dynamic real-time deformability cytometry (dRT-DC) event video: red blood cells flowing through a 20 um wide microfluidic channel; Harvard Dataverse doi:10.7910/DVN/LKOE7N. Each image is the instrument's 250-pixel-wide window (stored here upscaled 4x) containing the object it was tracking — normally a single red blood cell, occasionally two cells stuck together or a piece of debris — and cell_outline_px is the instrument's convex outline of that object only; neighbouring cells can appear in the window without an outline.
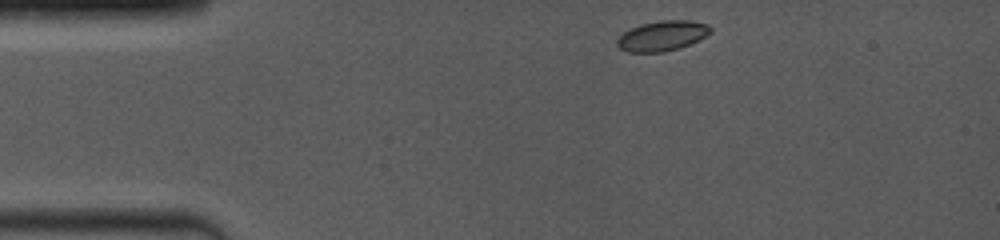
{"species": "common noctule bat (a hibernating species)", "species_latin": "Nyctalus noctula", "temperature_condition": "room temperature", "stored_images_in_passage": 5, "camera_frame_rate_fps": 4000, "um_per_image_px": 0.085, "animal": {"sex": "female", "body_mass_g": 19.0, "forearm_length_mm": 53.3}, "frame": {"image": 1, "passage_image": 1, "time_ms": 0.0, "image_size_px": [1000, 240], "cell_outline_px": [[712, 32], [680, 48], [664, 52], [628, 52], [620, 48], [616, 44], [616, 40], [624, 32], [640, 24], [660, 20], [692, 20], [708, 24], [712, 28]], "centroid_in_image_um": [56.29, 3.04], "position_along_channel_um": 28.7, "area_um2": 16.36}}
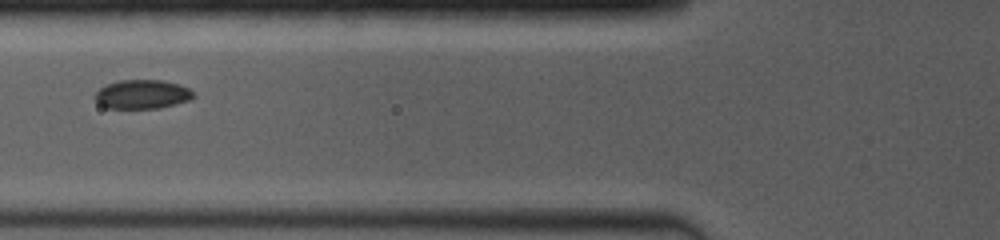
{"frame": {"image": 2, "passage_image": 4, "time_ms": 3.5, "image_size_px": [1000, 240], "cell_outline_px": [[196, 96], [188, 100], [160, 108], [108, 108], [100, 104], [92, 96], [104, 84], [120, 80], [164, 80], [180, 84], [188, 88]], "centroid_in_image_um": [12.06, 8.0], "position_along_channel_um": 113.7, "area_um2": 16.7}}
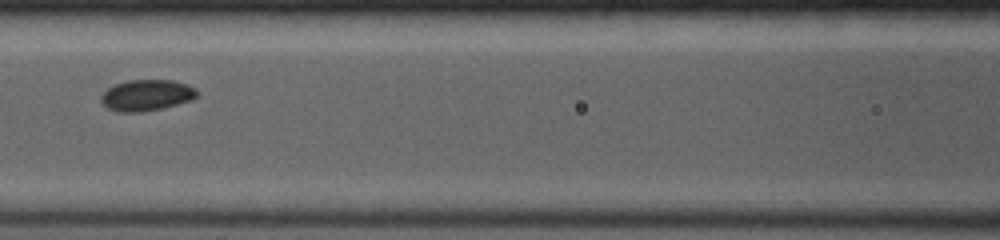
{"frame": {"image": 3, "passage_image": 5, "time_ms": 4.5, "image_size_px": [1000, 240], "cell_outline_px": [[200, 96], [192, 100], [164, 108], [140, 112], [116, 112], [108, 108], [100, 100], [100, 96], [108, 88], [116, 84], [128, 80], [172, 80], [188, 84], [196, 88], [200, 92]], "centroid_in_image_um": [12.52, 8.1], "position_along_channel_um": 154.1, "area_um2": 17.69}}